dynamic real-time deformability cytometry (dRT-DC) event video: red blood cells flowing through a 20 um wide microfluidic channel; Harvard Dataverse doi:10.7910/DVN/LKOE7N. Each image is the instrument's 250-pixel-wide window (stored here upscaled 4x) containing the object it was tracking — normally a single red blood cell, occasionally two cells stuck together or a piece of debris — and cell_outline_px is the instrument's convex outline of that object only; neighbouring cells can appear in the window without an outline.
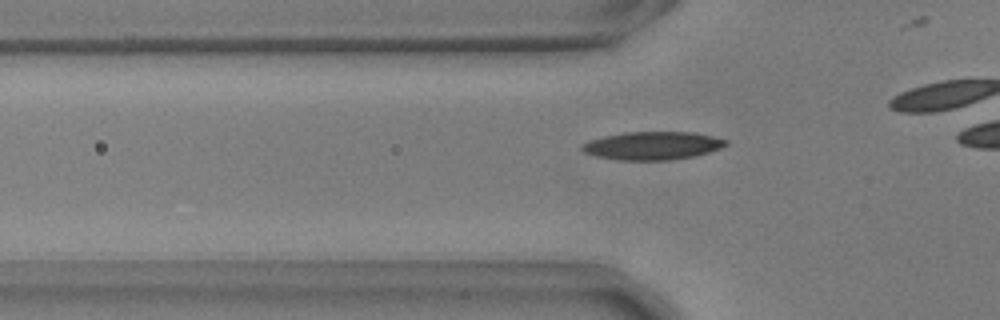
{"species": "common noctule bat (a hibernating species)", "species_latin": "Nyctalus noctula", "temperature_condition": "warm", "stored_images_in_passage": 36, "camera_frame_rate_fps": 3000, "um_per_image_px": 0.085, "animal": {"sex": "male", "body_mass_g": 17.9, "forearm_length_mm": 54.2}, "frame": {"image": 1, "passage_image": 13, "time_ms": 4.0, "image_size_px": [1000, 320], "cell_outline_px": [[728, 144], [720, 148], [708, 152], [692, 156], [668, 160], [620, 160], [596, 156], [584, 152], [580, 148], [580, 144], [604, 136], [624, 132], [692, 132], [712, 136], [728, 140]], "centroid_in_image_um": [55.44, 12.37], "position_along_channel_um": 70.4, "area_um2": 23.41}}
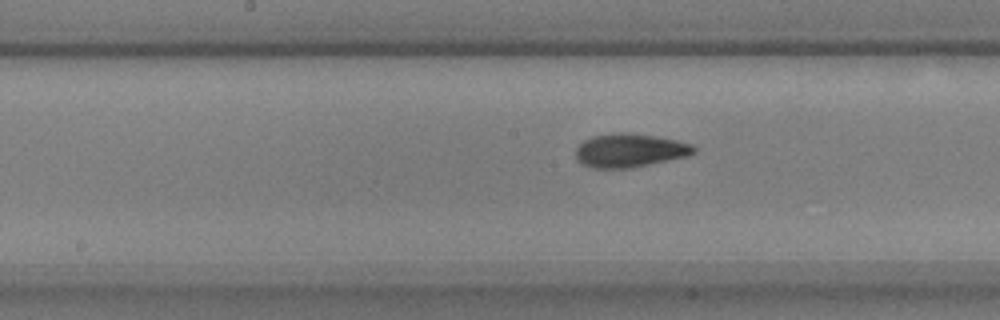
{"frame": {"image": 2, "passage_image": 23, "time_ms": 7.333, "image_size_px": [1000, 320], "cell_outline_px": [[696, 152], [688, 156], [628, 168], [592, 168], [576, 160], [576, 148], [584, 140], [592, 136], [620, 132], [628, 132], [656, 136], [676, 140], [692, 144], [696, 148]], "centroid_in_image_um": [53.53, 12.77], "position_along_channel_um": 194.7, "area_um2": 23.06}}
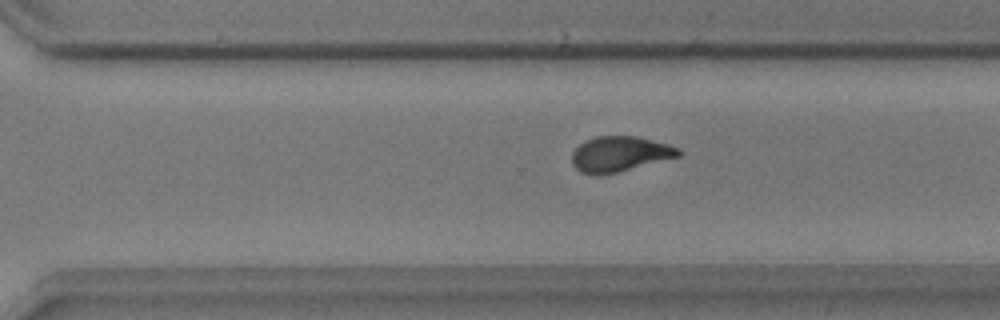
{"frame": {"image": 3, "passage_image": 33, "time_ms": 10.667, "image_size_px": [1000, 320], "cell_outline_px": [[680, 156], [600, 176], [596, 176], [580, 172], [572, 164], [572, 152], [580, 144], [596, 136], [636, 136], [668, 144], [680, 148]], "centroid_in_image_um": [52.65, 13.1], "position_along_channel_um": 317.9, "area_um2": 21.79}}